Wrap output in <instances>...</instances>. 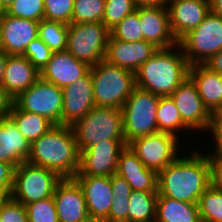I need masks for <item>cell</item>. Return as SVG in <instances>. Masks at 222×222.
Masks as SVG:
<instances>
[{
	"label": "cell",
	"mask_w": 222,
	"mask_h": 222,
	"mask_svg": "<svg viewBox=\"0 0 222 222\" xmlns=\"http://www.w3.org/2000/svg\"><path fill=\"white\" fill-rule=\"evenodd\" d=\"M194 149L187 154H180V157L158 173L159 195L198 203L200 196L211 185L210 163L207 154L200 151V148Z\"/></svg>",
	"instance_id": "cell-1"
},
{
	"label": "cell",
	"mask_w": 222,
	"mask_h": 222,
	"mask_svg": "<svg viewBox=\"0 0 222 222\" xmlns=\"http://www.w3.org/2000/svg\"><path fill=\"white\" fill-rule=\"evenodd\" d=\"M29 164L73 178L79 170L80 152L74 131L68 125H55L30 144Z\"/></svg>",
	"instance_id": "cell-2"
},
{
	"label": "cell",
	"mask_w": 222,
	"mask_h": 222,
	"mask_svg": "<svg viewBox=\"0 0 222 222\" xmlns=\"http://www.w3.org/2000/svg\"><path fill=\"white\" fill-rule=\"evenodd\" d=\"M189 66L179 44L159 49L135 72L136 86L159 96H170L188 77Z\"/></svg>",
	"instance_id": "cell-3"
},
{
	"label": "cell",
	"mask_w": 222,
	"mask_h": 222,
	"mask_svg": "<svg viewBox=\"0 0 222 222\" xmlns=\"http://www.w3.org/2000/svg\"><path fill=\"white\" fill-rule=\"evenodd\" d=\"M97 107L121 109L136 87L135 73L106 60L90 67Z\"/></svg>",
	"instance_id": "cell-4"
},
{
	"label": "cell",
	"mask_w": 222,
	"mask_h": 222,
	"mask_svg": "<svg viewBox=\"0 0 222 222\" xmlns=\"http://www.w3.org/2000/svg\"><path fill=\"white\" fill-rule=\"evenodd\" d=\"M79 152L103 140H125L121 109L93 107L72 126Z\"/></svg>",
	"instance_id": "cell-5"
},
{
	"label": "cell",
	"mask_w": 222,
	"mask_h": 222,
	"mask_svg": "<svg viewBox=\"0 0 222 222\" xmlns=\"http://www.w3.org/2000/svg\"><path fill=\"white\" fill-rule=\"evenodd\" d=\"M160 96L135 87L121 108L126 144L157 133V106Z\"/></svg>",
	"instance_id": "cell-6"
},
{
	"label": "cell",
	"mask_w": 222,
	"mask_h": 222,
	"mask_svg": "<svg viewBox=\"0 0 222 222\" xmlns=\"http://www.w3.org/2000/svg\"><path fill=\"white\" fill-rule=\"evenodd\" d=\"M110 30L102 22L68 24L66 50L92 67L105 59Z\"/></svg>",
	"instance_id": "cell-7"
},
{
	"label": "cell",
	"mask_w": 222,
	"mask_h": 222,
	"mask_svg": "<svg viewBox=\"0 0 222 222\" xmlns=\"http://www.w3.org/2000/svg\"><path fill=\"white\" fill-rule=\"evenodd\" d=\"M62 178L54 171L21 163L14 169L13 188L10 197L24 206L52 197Z\"/></svg>",
	"instance_id": "cell-8"
},
{
	"label": "cell",
	"mask_w": 222,
	"mask_h": 222,
	"mask_svg": "<svg viewBox=\"0 0 222 222\" xmlns=\"http://www.w3.org/2000/svg\"><path fill=\"white\" fill-rule=\"evenodd\" d=\"M189 65L204 64L222 50V18L211 11L201 24L179 41Z\"/></svg>",
	"instance_id": "cell-9"
},
{
	"label": "cell",
	"mask_w": 222,
	"mask_h": 222,
	"mask_svg": "<svg viewBox=\"0 0 222 222\" xmlns=\"http://www.w3.org/2000/svg\"><path fill=\"white\" fill-rule=\"evenodd\" d=\"M14 104L21 110L48 118L55 125H62L63 91L41 77L20 93Z\"/></svg>",
	"instance_id": "cell-10"
},
{
	"label": "cell",
	"mask_w": 222,
	"mask_h": 222,
	"mask_svg": "<svg viewBox=\"0 0 222 222\" xmlns=\"http://www.w3.org/2000/svg\"><path fill=\"white\" fill-rule=\"evenodd\" d=\"M169 133L157 132L131 141L128 146L146 168L159 173L171 164L182 151L183 143ZM181 147V149L179 148ZM179 150V151H178Z\"/></svg>",
	"instance_id": "cell-11"
},
{
	"label": "cell",
	"mask_w": 222,
	"mask_h": 222,
	"mask_svg": "<svg viewBox=\"0 0 222 222\" xmlns=\"http://www.w3.org/2000/svg\"><path fill=\"white\" fill-rule=\"evenodd\" d=\"M126 140H103L80 152V166L75 176L111 177L116 174L120 152Z\"/></svg>",
	"instance_id": "cell-12"
},
{
	"label": "cell",
	"mask_w": 222,
	"mask_h": 222,
	"mask_svg": "<svg viewBox=\"0 0 222 222\" xmlns=\"http://www.w3.org/2000/svg\"><path fill=\"white\" fill-rule=\"evenodd\" d=\"M170 97L180 112L184 124L191 131L198 132L199 135L208 131L213 114L204 105L196 85L189 76L175 89Z\"/></svg>",
	"instance_id": "cell-13"
},
{
	"label": "cell",
	"mask_w": 222,
	"mask_h": 222,
	"mask_svg": "<svg viewBox=\"0 0 222 222\" xmlns=\"http://www.w3.org/2000/svg\"><path fill=\"white\" fill-rule=\"evenodd\" d=\"M38 27V21L0 11V51L7 55H23L28 44L38 37Z\"/></svg>",
	"instance_id": "cell-14"
},
{
	"label": "cell",
	"mask_w": 222,
	"mask_h": 222,
	"mask_svg": "<svg viewBox=\"0 0 222 222\" xmlns=\"http://www.w3.org/2000/svg\"><path fill=\"white\" fill-rule=\"evenodd\" d=\"M62 91V125L72 126L96 106L90 70L83 77L63 88Z\"/></svg>",
	"instance_id": "cell-15"
},
{
	"label": "cell",
	"mask_w": 222,
	"mask_h": 222,
	"mask_svg": "<svg viewBox=\"0 0 222 222\" xmlns=\"http://www.w3.org/2000/svg\"><path fill=\"white\" fill-rule=\"evenodd\" d=\"M158 50V47L148 41L126 42L115 39L110 34L104 60L135 73Z\"/></svg>",
	"instance_id": "cell-16"
},
{
	"label": "cell",
	"mask_w": 222,
	"mask_h": 222,
	"mask_svg": "<svg viewBox=\"0 0 222 222\" xmlns=\"http://www.w3.org/2000/svg\"><path fill=\"white\" fill-rule=\"evenodd\" d=\"M53 198L59 222H81L89 216L83 191L74 178H62Z\"/></svg>",
	"instance_id": "cell-17"
},
{
	"label": "cell",
	"mask_w": 222,
	"mask_h": 222,
	"mask_svg": "<svg viewBox=\"0 0 222 222\" xmlns=\"http://www.w3.org/2000/svg\"><path fill=\"white\" fill-rule=\"evenodd\" d=\"M139 19L143 40L154 44L159 49H166L178 44L174 37L167 7L140 6Z\"/></svg>",
	"instance_id": "cell-18"
},
{
	"label": "cell",
	"mask_w": 222,
	"mask_h": 222,
	"mask_svg": "<svg viewBox=\"0 0 222 222\" xmlns=\"http://www.w3.org/2000/svg\"><path fill=\"white\" fill-rule=\"evenodd\" d=\"M171 31L179 41L197 28L210 12L207 0H170L167 6Z\"/></svg>",
	"instance_id": "cell-19"
},
{
	"label": "cell",
	"mask_w": 222,
	"mask_h": 222,
	"mask_svg": "<svg viewBox=\"0 0 222 222\" xmlns=\"http://www.w3.org/2000/svg\"><path fill=\"white\" fill-rule=\"evenodd\" d=\"M90 66L76 59L70 52H53L50 61L40 72V77L63 89L83 77Z\"/></svg>",
	"instance_id": "cell-20"
},
{
	"label": "cell",
	"mask_w": 222,
	"mask_h": 222,
	"mask_svg": "<svg viewBox=\"0 0 222 222\" xmlns=\"http://www.w3.org/2000/svg\"><path fill=\"white\" fill-rule=\"evenodd\" d=\"M116 174L124 178L132 190L157 192L158 173L146 168L128 145L119 154Z\"/></svg>",
	"instance_id": "cell-21"
},
{
	"label": "cell",
	"mask_w": 222,
	"mask_h": 222,
	"mask_svg": "<svg viewBox=\"0 0 222 222\" xmlns=\"http://www.w3.org/2000/svg\"><path fill=\"white\" fill-rule=\"evenodd\" d=\"M80 185L89 216L107 218L112 206L111 177L74 176Z\"/></svg>",
	"instance_id": "cell-22"
},
{
	"label": "cell",
	"mask_w": 222,
	"mask_h": 222,
	"mask_svg": "<svg viewBox=\"0 0 222 222\" xmlns=\"http://www.w3.org/2000/svg\"><path fill=\"white\" fill-rule=\"evenodd\" d=\"M188 76L196 85L204 105L213 114L222 112V75L211 71L204 64L189 66Z\"/></svg>",
	"instance_id": "cell-23"
},
{
	"label": "cell",
	"mask_w": 222,
	"mask_h": 222,
	"mask_svg": "<svg viewBox=\"0 0 222 222\" xmlns=\"http://www.w3.org/2000/svg\"><path fill=\"white\" fill-rule=\"evenodd\" d=\"M40 77V72L23 55H7L2 85L15 99Z\"/></svg>",
	"instance_id": "cell-24"
},
{
	"label": "cell",
	"mask_w": 222,
	"mask_h": 222,
	"mask_svg": "<svg viewBox=\"0 0 222 222\" xmlns=\"http://www.w3.org/2000/svg\"><path fill=\"white\" fill-rule=\"evenodd\" d=\"M29 154L30 144L15 123L9 117L0 119V161L17 168Z\"/></svg>",
	"instance_id": "cell-25"
},
{
	"label": "cell",
	"mask_w": 222,
	"mask_h": 222,
	"mask_svg": "<svg viewBox=\"0 0 222 222\" xmlns=\"http://www.w3.org/2000/svg\"><path fill=\"white\" fill-rule=\"evenodd\" d=\"M155 222H201L198 205L158 194Z\"/></svg>",
	"instance_id": "cell-26"
},
{
	"label": "cell",
	"mask_w": 222,
	"mask_h": 222,
	"mask_svg": "<svg viewBox=\"0 0 222 222\" xmlns=\"http://www.w3.org/2000/svg\"><path fill=\"white\" fill-rule=\"evenodd\" d=\"M17 126L20 133L25 137L29 144L39 139L48 132L55 124L48 118L19 109L13 104L8 116Z\"/></svg>",
	"instance_id": "cell-27"
},
{
	"label": "cell",
	"mask_w": 222,
	"mask_h": 222,
	"mask_svg": "<svg viewBox=\"0 0 222 222\" xmlns=\"http://www.w3.org/2000/svg\"><path fill=\"white\" fill-rule=\"evenodd\" d=\"M157 129L158 132L172 134L178 139L182 137V131H187L188 134L191 133V130L184 124L180 112L170 96H160L157 106Z\"/></svg>",
	"instance_id": "cell-28"
},
{
	"label": "cell",
	"mask_w": 222,
	"mask_h": 222,
	"mask_svg": "<svg viewBox=\"0 0 222 222\" xmlns=\"http://www.w3.org/2000/svg\"><path fill=\"white\" fill-rule=\"evenodd\" d=\"M157 192L132 190L129 199L127 222H154Z\"/></svg>",
	"instance_id": "cell-29"
},
{
	"label": "cell",
	"mask_w": 222,
	"mask_h": 222,
	"mask_svg": "<svg viewBox=\"0 0 222 222\" xmlns=\"http://www.w3.org/2000/svg\"><path fill=\"white\" fill-rule=\"evenodd\" d=\"M38 37L52 52L65 51L68 40V24L43 19L39 22Z\"/></svg>",
	"instance_id": "cell-30"
},
{
	"label": "cell",
	"mask_w": 222,
	"mask_h": 222,
	"mask_svg": "<svg viewBox=\"0 0 222 222\" xmlns=\"http://www.w3.org/2000/svg\"><path fill=\"white\" fill-rule=\"evenodd\" d=\"M197 205L201 222H222V191L210 185Z\"/></svg>",
	"instance_id": "cell-31"
},
{
	"label": "cell",
	"mask_w": 222,
	"mask_h": 222,
	"mask_svg": "<svg viewBox=\"0 0 222 222\" xmlns=\"http://www.w3.org/2000/svg\"><path fill=\"white\" fill-rule=\"evenodd\" d=\"M105 0H74L72 23L102 22Z\"/></svg>",
	"instance_id": "cell-32"
},
{
	"label": "cell",
	"mask_w": 222,
	"mask_h": 222,
	"mask_svg": "<svg viewBox=\"0 0 222 222\" xmlns=\"http://www.w3.org/2000/svg\"><path fill=\"white\" fill-rule=\"evenodd\" d=\"M110 34L121 41L137 42L143 40V32L139 19V7L128 14L121 22L110 30Z\"/></svg>",
	"instance_id": "cell-33"
},
{
	"label": "cell",
	"mask_w": 222,
	"mask_h": 222,
	"mask_svg": "<svg viewBox=\"0 0 222 222\" xmlns=\"http://www.w3.org/2000/svg\"><path fill=\"white\" fill-rule=\"evenodd\" d=\"M44 0H15L4 12L10 16L40 22L44 19Z\"/></svg>",
	"instance_id": "cell-34"
},
{
	"label": "cell",
	"mask_w": 222,
	"mask_h": 222,
	"mask_svg": "<svg viewBox=\"0 0 222 222\" xmlns=\"http://www.w3.org/2000/svg\"><path fill=\"white\" fill-rule=\"evenodd\" d=\"M134 10L136 6L132 0H105L102 23L111 30Z\"/></svg>",
	"instance_id": "cell-35"
},
{
	"label": "cell",
	"mask_w": 222,
	"mask_h": 222,
	"mask_svg": "<svg viewBox=\"0 0 222 222\" xmlns=\"http://www.w3.org/2000/svg\"><path fill=\"white\" fill-rule=\"evenodd\" d=\"M25 210L28 222H59L53 196L27 204Z\"/></svg>",
	"instance_id": "cell-36"
},
{
	"label": "cell",
	"mask_w": 222,
	"mask_h": 222,
	"mask_svg": "<svg viewBox=\"0 0 222 222\" xmlns=\"http://www.w3.org/2000/svg\"><path fill=\"white\" fill-rule=\"evenodd\" d=\"M44 19L72 23L74 0H44Z\"/></svg>",
	"instance_id": "cell-37"
},
{
	"label": "cell",
	"mask_w": 222,
	"mask_h": 222,
	"mask_svg": "<svg viewBox=\"0 0 222 222\" xmlns=\"http://www.w3.org/2000/svg\"><path fill=\"white\" fill-rule=\"evenodd\" d=\"M52 54L53 52L50 48L37 37L28 44L23 56H25L29 62L41 72L50 61Z\"/></svg>",
	"instance_id": "cell-38"
},
{
	"label": "cell",
	"mask_w": 222,
	"mask_h": 222,
	"mask_svg": "<svg viewBox=\"0 0 222 222\" xmlns=\"http://www.w3.org/2000/svg\"><path fill=\"white\" fill-rule=\"evenodd\" d=\"M207 132L211 134L210 137L213 135L214 151L209 150L206 154L209 158L222 159V112L213 113Z\"/></svg>",
	"instance_id": "cell-39"
},
{
	"label": "cell",
	"mask_w": 222,
	"mask_h": 222,
	"mask_svg": "<svg viewBox=\"0 0 222 222\" xmlns=\"http://www.w3.org/2000/svg\"><path fill=\"white\" fill-rule=\"evenodd\" d=\"M0 216L2 222H28L25 206L11 197L3 204Z\"/></svg>",
	"instance_id": "cell-40"
},
{
	"label": "cell",
	"mask_w": 222,
	"mask_h": 222,
	"mask_svg": "<svg viewBox=\"0 0 222 222\" xmlns=\"http://www.w3.org/2000/svg\"><path fill=\"white\" fill-rule=\"evenodd\" d=\"M129 199L112 196V206L106 218L108 222H127Z\"/></svg>",
	"instance_id": "cell-41"
},
{
	"label": "cell",
	"mask_w": 222,
	"mask_h": 222,
	"mask_svg": "<svg viewBox=\"0 0 222 222\" xmlns=\"http://www.w3.org/2000/svg\"><path fill=\"white\" fill-rule=\"evenodd\" d=\"M14 169L11 164L0 161V191H6L9 195L13 188Z\"/></svg>",
	"instance_id": "cell-42"
},
{
	"label": "cell",
	"mask_w": 222,
	"mask_h": 222,
	"mask_svg": "<svg viewBox=\"0 0 222 222\" xmlns=\"http://www.w3.org/2000/svg\"><path fill=\"white\" fill-rule=\"evenodd\" d=\"M112 194L116 198H130L131 186L117 174L111 176Z\"/></svg>",
	"instance_id": "cell-43"
},
{
	"label": "cell",
	"mask_w": 222,
	"mask_h": 222,
	"mask_svg": "<svg viewBox=\"0 0 222 222\" xmlns=\"http://www.w3.org/2000/svg\"><path fill=\"white\" fill-rule=\"evenodd\" d=\"M211 185L222 191V159L209 158Z\"/></svg>",
	"instance_id": "cell-44"
},
{
	"label": "cell",
	"mask_w": 222,
	"mask_h": 222,
	"mask_svg": "<svg viewBox=\"0 0 222 222\" xmlns=\"http://www.w3.org/2000/svg\"><path fill=\"white\" fill-rule=\"evenodd\" d=\"M14 98L0 84V119L7 118L12 110Z\"/></svg>",
	"instance_id": "cell-45"
},
{
	"label": "cell",
	"mask_w": 222,
	"mask_h": 222,
	"mask_svg": "<svg viewBox=\"0 0 222 222\" xmlns=\"http://www.w3.org/2000/svg\"><path fill=\"white\" fill-rule=\"evenodd\" d=\"M204 65L208 67L211 71L222 75V50L217 54L212 55Z\"/></svg>",
	"instance_id": "cell-46"
},
{
	"label": "cell",
	"mask_w": 222,
	"mask_h": 222,
	"mask_svg": "<svg viewBox=\"0 0 222 222\" xmlns=\"http://www.w3.org/2000/svg\"><path fill=\"white\" fill-rule=\"evenodd\" d=\"M136 7L160 6L167 7L170 0H132Z\"/></svg>",
	"instance_id": "cell-47"
},
{
	"label": "cell",
	"mask_w": 222,
	"mask_h": 222,
	"mask_svg": "<svg viewBox=\"0 0 222 222\" xmlns=\"http://www.w3.org/2000/svg\"><path fill=\"white\" fill-rule=\"evenodd\" d=\"M210 11L222 18V0H211Z\"/></svg>",
	"instance_id": "cell-48"
},
{
	"label": "cell",
	"mask_w": 222,
	"mask_h": 222,
	"mask_svg": "<svg viewBox=\"0 0 222 222\" xmlns=\"http://www.w3.org/2000/svg\"><path fill=\"white\" fill-rule=\"evenodd\" d=\"M7 62V54L0 51V84H2V79L4 77L5 66Z\"/></svg>",
	"instance_id": "cell-49"
},
{
	"label": "cell",
	"mask_w": 222,
	"mask_h": 222,
	"mask_svg": "<svg viewBox=\"0 0 222 222\" xmlns=\"http://www.w3.org/2000/svg\"><path fill=\"white\" fill-rule=\"evenodd\" d=\"M81 222H108L106 218L102 217H95V216H87L83 221Z\"/></svg>",
	"instance_id": "cell-50"
},
{
	"label": "cell",
	"mask_w": 222,
	"mask_h": 222,
	"mask_svg": "<svg viewBox=\"0 0 222 222\" xmlns=\"http://www.w3.org/2000/svg\"><path fill=\"white\" fill-rule=\"evenodd\" d=\"M9 197L10 195L6 191H0V210Z\"/></svg>",
	"instance_id": "cell-51"
},
{
	"label": "cell",
	"mask_w": 222,
	"mask_h": 222,
	"mask_svg": "<svg viewBox=\"0 0 222 222\" xmlns=\"http://www.w3.org/2000/svg\"><path fill=\"white\" fill-rule=\"evenodd\" d=\"M15 0H0V11L6 10Z\"/></svg>",
	"instance_id": "cell-52"
}]
</instances>
